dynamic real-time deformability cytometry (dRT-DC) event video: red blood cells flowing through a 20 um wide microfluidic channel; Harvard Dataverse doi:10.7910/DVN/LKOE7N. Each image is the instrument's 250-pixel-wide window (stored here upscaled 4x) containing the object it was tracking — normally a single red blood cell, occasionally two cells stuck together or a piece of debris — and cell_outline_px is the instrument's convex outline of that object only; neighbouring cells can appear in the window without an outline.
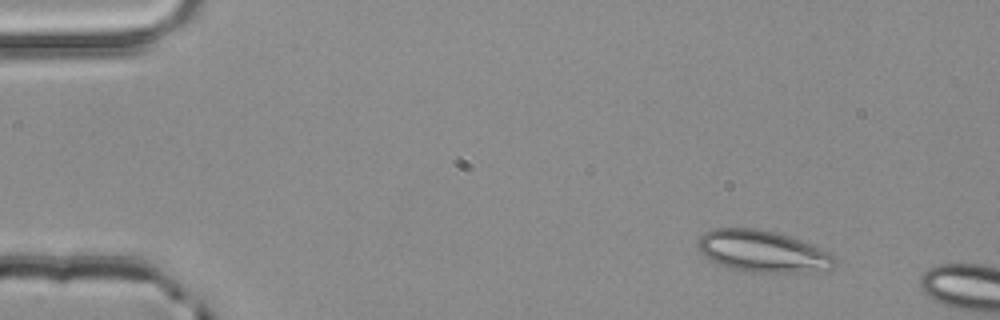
{"species": "common noctule bat (a hibernating species)", "species_latin": "Nyctalus noctula", "temperature_condition": "room temperature", "stored_images_in_passage": 2, "camera_frame_rate_fps": 3000, "um_per_image_px": 0.085, "animal": {"sex": "male", "body_mass_g": 20.4}, "frame": {"image": 1, "passage_image": 1, "time_ms": 0.0, "image_size_px": [1000, 320], "cell_outline_px": [[836, 264], [828, 272], [752, 272], [728, 268], [716, 264], [704, 256], [700, 252], [696, 244], [700, 236], [704, 232], [712, 228], [756, 228], [776, 232], [800, 240], [828, 252], [832, 256]], "centroid_in_image_um": [64.79, 21.37], "position_along_channel_um": 20.2, "area_um2": 33.52}}